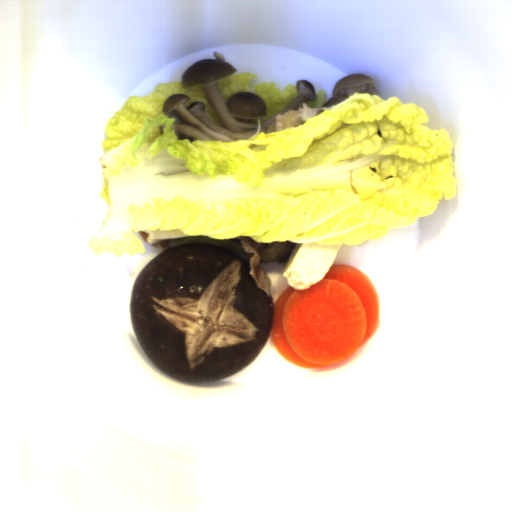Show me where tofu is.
I'll list each match as a JSON object with an SVG mask.
<instances>
[{"instance_id":"1","label":"tofu","mask_w":512,"mask_h":512,"mask_svg":"<svg viewBox=\"0 0 512 512\" xmlns=\"http://www.w3.org/2000/svg\"><path fill=\"white\" fill-rule=\"evenodd\" d=\"M342 245L318 246L314 243H295L281 276L294 289H307L324 278Z\"/></svg>"},{"instance_id":"2","label":"tofu","mask_w":512,"mask_h":512,"mask_svg":"<svg viewBox=\"0 0 512 512\" xmlns=\"http://www.w3.org/2000/svg\"><path fill=\"white\" fill-rule=\"evenodd\" d=\"M147 239L149 243L156 244L158 242L168 240V239H177V238H186V234L181 230H173V231H161L156 230L154 232H147Z\"/></svg>"}]
</instances>
